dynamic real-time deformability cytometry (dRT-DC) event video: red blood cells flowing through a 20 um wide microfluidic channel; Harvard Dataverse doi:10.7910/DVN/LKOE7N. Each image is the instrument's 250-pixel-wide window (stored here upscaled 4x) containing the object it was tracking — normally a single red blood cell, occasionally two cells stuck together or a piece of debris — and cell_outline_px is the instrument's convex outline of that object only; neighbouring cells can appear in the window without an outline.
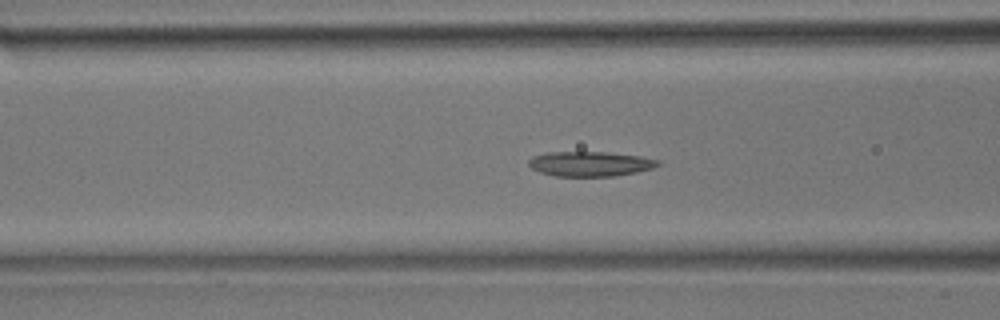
{"species": "common noctule bat (a hibernating species)", "species_latin": "Nyctalus noctula", "temperature_condition": "room temperature", "stored_images_in_passage": 39, "camera_frame_rate_fps": 3000, "um_per_image_px": 0.085, "animal": {"sex": "male", "body_mass_g": 17.9}, "frame": {"image": 1, "passage_image": 19, "time_ms": 6.0, "image_size_px": [1000, 320], "cell_outline_px": [[660, 164], [652, 168], [636, 172], [616, 176], [556, 176], [540, 172], [532, 168], [528, 164], [528, 160], [532, 156], [544, 152], [604, 152], [640, 156], [660, 160]], "centroid_in_image_um": [50.14, 13.92], "position_along_channel_um": 116.5, "area_um2": 18.73}}
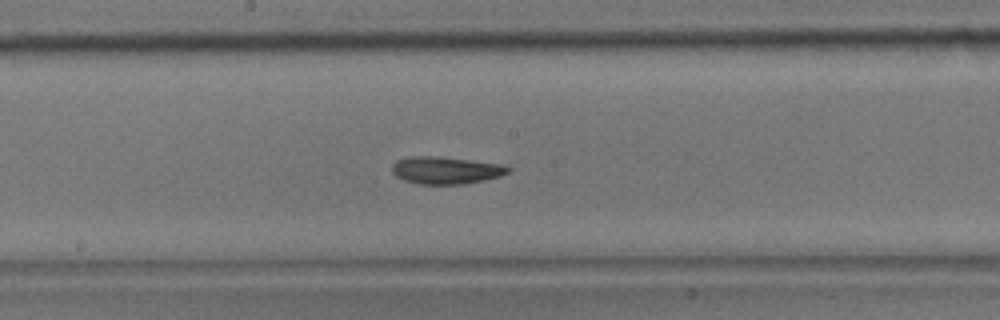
{"frame": {"image": 2, "passage_image": 26, "time_ms": 8.333, "image_size_px": [1000, 320], "cell_outline_px": [[512, 168], [508, 172], [500, 176], [484, 180], [464, 184], [420, 184], [404, 180], [396, 176], [392, 172], [392, 164], [396, 160], [408, 156], [440, 156], [508, 164]], "centroid_in_image_um": [37.93, 14.45], "position_along_channel_um": 210.3, "area_um2": 18.84}}
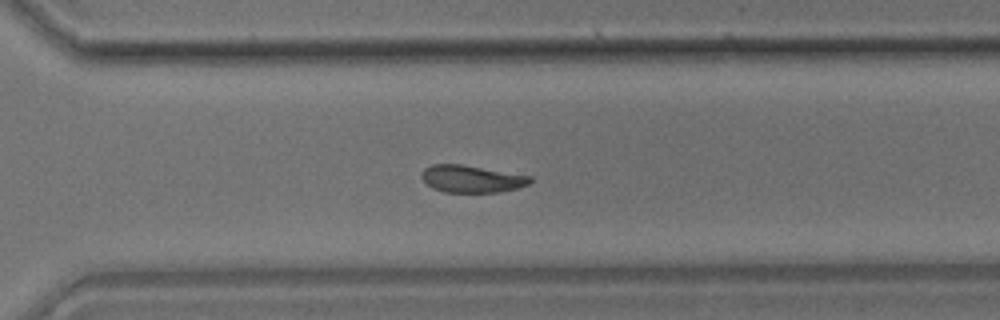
{"frame": {"image": 3, "passage_image": 35, "time_ms": 11.333, "image_size_px": [1000, 320], "cell_outline_px": [[532, 180], [528, 184], [516, 188], [500, 192], [444, 192], [432, 188], [420, 176], [420, 172], [424, 168], [432, 164], [464, 164], [532, 176]], "centroid_in_image_um": [40.07, 15.19], "position_along_channel_um": 330.5, "area_um2": 17.34}}